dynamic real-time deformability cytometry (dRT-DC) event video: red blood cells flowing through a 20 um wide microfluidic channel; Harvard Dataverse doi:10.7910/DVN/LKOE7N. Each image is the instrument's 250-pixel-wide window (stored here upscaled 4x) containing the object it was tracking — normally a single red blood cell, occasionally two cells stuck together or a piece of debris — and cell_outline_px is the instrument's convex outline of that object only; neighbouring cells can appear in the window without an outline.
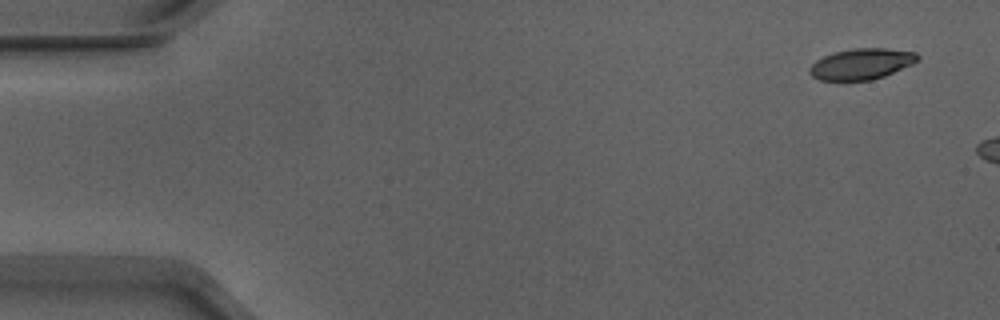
{"species": "Egyptian fruit bat (a non-hibernating species)", "species_latin": "Rousettus aegyptiacus", "temperature_condition": "warm", "stored_images_in_passage": 12, "camera_frame_rate_fps": 3000, "um_per_image_px": 0.085, "animal": {"sex": "male"}, "frame": {"image": 1, "passage_image": 1, "time_ms": 0.0, "image_size_px": [1000, 320], "cell_outline_px": [[920, 60], [912, 64], [884, 76], [872, 80], [820, 80], [812, 76], [808, 72], [808, 68], [816, 60], [824, 56], [836, 52], [852, 48], [884, 48], [916, 52], [920, 56]], "centroid_in_image_um": [73.23, 5.43], "position_along_channel_um": 11.8, "area_um2": 19.48}}